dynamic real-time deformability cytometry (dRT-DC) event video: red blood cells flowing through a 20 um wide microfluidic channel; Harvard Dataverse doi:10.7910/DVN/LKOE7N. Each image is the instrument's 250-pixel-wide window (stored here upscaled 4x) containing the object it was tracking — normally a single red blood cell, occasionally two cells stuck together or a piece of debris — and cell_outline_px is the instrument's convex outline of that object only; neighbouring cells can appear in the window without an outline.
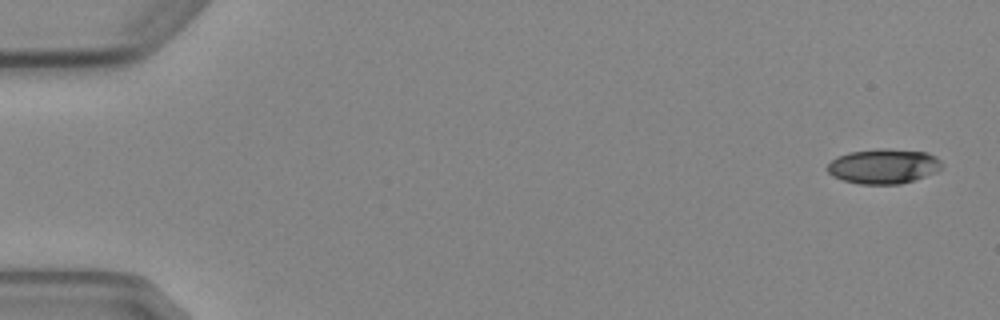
{"species": "Egyptian fruit bat (a non-hibernating species)", "species_latin": "Rousettus aegyptiacus", "temperature_condition": "cold", "stored_images_in_passage": 6, "camera_frame_rate_fps": 3000, "um_per_image_px": 0.085, "animal": {"sex": "female"}, "frame": {"image": 1, "passage_image": 1, "time_ms": 0.0, "image_size_px": [1000, 320], "cell_outline_px": [[940, 168], [936, 172], [916, 180], [900, 184], [860, 184], [844, 180], [832, 176], [828, 172], [828, 164], [836, 156], [848, 152], [880, 148], [884, 148], [928, 152], [936, 156], [940, 160]], "centroid_in_image_um": [75.1, 14.12], "position_along_channel_um": 9.9, "area_um2": 23.35}}
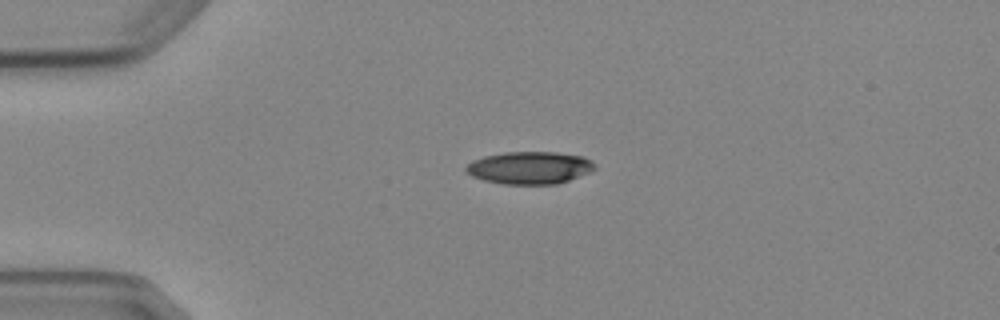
{"frame": {"image": 2, "passage_image": 4, "time_ms": 3.667, "image_size_px": [1000, 320], "cell_outline_px": [[596, 168], [588, 172], [568, 180], [556, 184], [504, 184], [484, 180], [472, 176], [464, 172], [464, 168], [472, 160], [484, 156], [504, 152], [556, 152], [584, 156], [592, 160], [596, 164]], "centroid_in_image_um": [45.0, 14.25], "position_along_channel_um": 40.0, "area_um2": 24.45}}
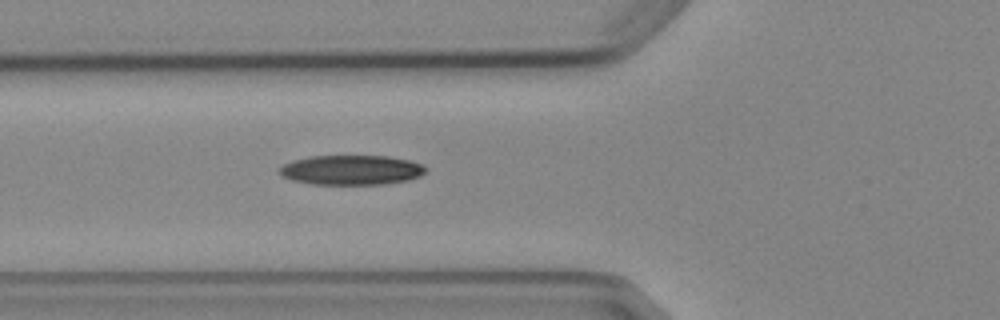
{"frame": {"image": 3, "passage_image": 6, "time_ms": 6.0, "image_size_px": [1000, 320], "cell_outline_px": [[428, 168], [420, 176], [408, 180], [388, 184], [312, 184], [292, 180], [276, 172], [276, 168], [292, 160], [308, 156], [388, 156], [408, 160], [424, 164]], "centroid_in_image_um": [29.85, 14.44], "position_along_channel_um": 96.0, "area_um2": 25.61}}